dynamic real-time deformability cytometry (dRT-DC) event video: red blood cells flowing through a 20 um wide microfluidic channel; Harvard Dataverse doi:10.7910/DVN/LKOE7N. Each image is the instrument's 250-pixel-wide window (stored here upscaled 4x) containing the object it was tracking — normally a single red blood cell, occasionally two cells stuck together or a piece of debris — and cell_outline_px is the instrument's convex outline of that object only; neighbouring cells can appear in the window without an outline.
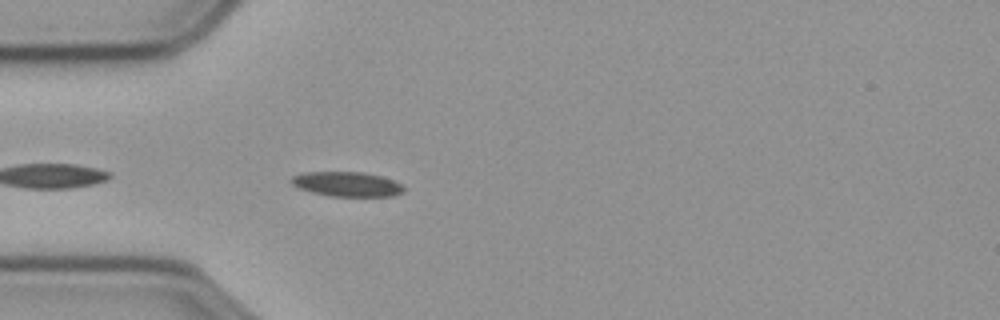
{"species": "common noctule bat (a hibernating species)", "species_latin": "Nyctalus noctula", "temperature_condition": "cold", "stored_images_in_passage": 44, "camera_frame_rate_fps": 3000, "um_per_image_px": 0.085, "animal": {"sex": "male", "body_mass_g": 23.1, "forearm_length_mm": 52.7}, "frame": {"image": 1, "passage_image": 3, "time_ms": 0.667, "image_size_px": [1000, 320], "cell_outline_px": [[404, 192], [392, 196], [328, 196], [312, 192], [300, 188], [292, 184], [292, 176], [304, 172], [364, 172], [380, 176], [392, 180], [400, 184], [404, 188]], "centroid_in_image_um": [29.49, 15.65], "position_along_channel_um": 55.5, "area_um2": 16.01}}
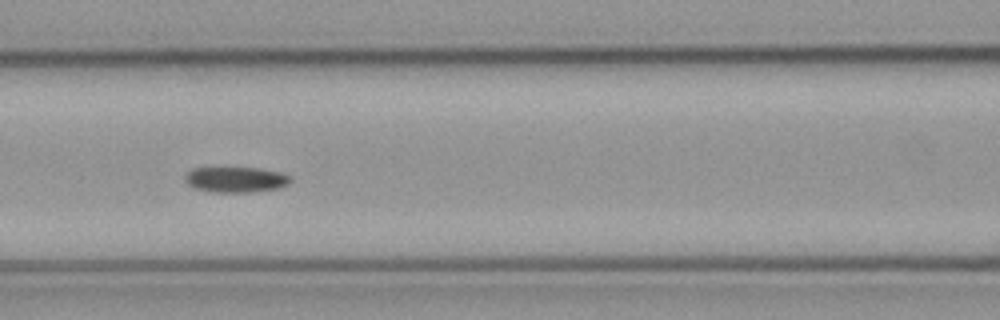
{"frame": {"image": 2, "passage_image": 11, "time_ms": 3.333, "image_size_px": [1000, 320], "cell_outline_px": [[292, 180], [288, 184], [280, 188], [252, 192], [212, 192], [192, 188], [184, 180], [184, 176], [192, 168], [260, 168], [280, 172], [292, 176]], "centroid_in_image_um": [20.05, 15.27], "position_along_channel_um": 146.5, "area_um2": 15.9}}
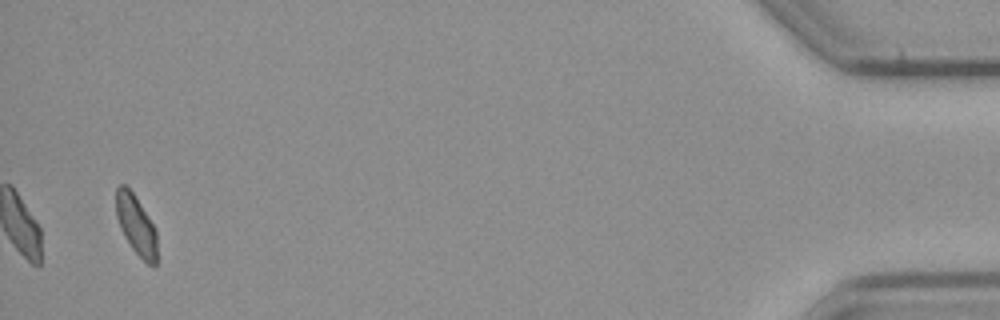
{"frame": {"image": 3, "passage_image": 42, "time_ms": 13.667, "image_size_px": [1000, 320], "cell_outline_px": [[156, 264], [152, 268], [132, 248], [124, 236], [120, 228], [116, 216], [116, 188], [120, 184], [124, 184], [132, 192], [140, 204], [152, 224], [156, 232]], "centroid_in_image_um": [11.55, 19.13], "position_along_channel_um": 423.7, "area_um2": 13.93}, "authors_computed_cell_mechanics": {"area_um2": 15.8661, "velocity_mm_per_s": 3.5706, "shape_relaxation_time_tau1_ms": 9.188, "shape_relaxation_time_tau2_ms": null, "deformation_change_tau1": 0.1244, "deformation_change_tau2": null}}